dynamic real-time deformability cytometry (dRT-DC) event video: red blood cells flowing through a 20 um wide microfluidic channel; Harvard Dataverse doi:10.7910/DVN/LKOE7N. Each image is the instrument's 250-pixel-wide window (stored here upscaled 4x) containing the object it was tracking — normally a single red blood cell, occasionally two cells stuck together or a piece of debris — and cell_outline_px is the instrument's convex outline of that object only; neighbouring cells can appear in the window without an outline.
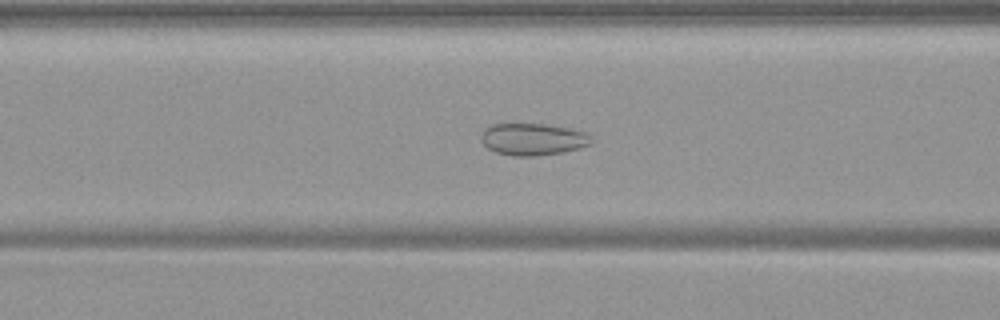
{"species": "common noctule bat (a hibernating species)", "species_latin": "Nyctalus noctula", "temperature_condition": "warm", "stored_images_in_passage": 55, "camera_frame_rate_fps": 3000, "um_per_image_px": 0.085, "animal": {"sex": "female", "body_mass_g": 19.9}, "frame": {"image": 1, "passage_image": 23, "time_ms": 7.333, "image_size_px": [1000, 320], "cell_outline_px": [[592, 144], [580, 148], [560, 152], [536, 156], [512, 156], [496, 152], [488, 148], [480, 140], [480, 132], [484, 128], [492, 124], [544, 124], [572, 128], [588, 132], [592, 140]], "centroid_in_image_um": [45.29, 11.83], "position_along_channel_um": 121.3, "area_um2": 20.81}}
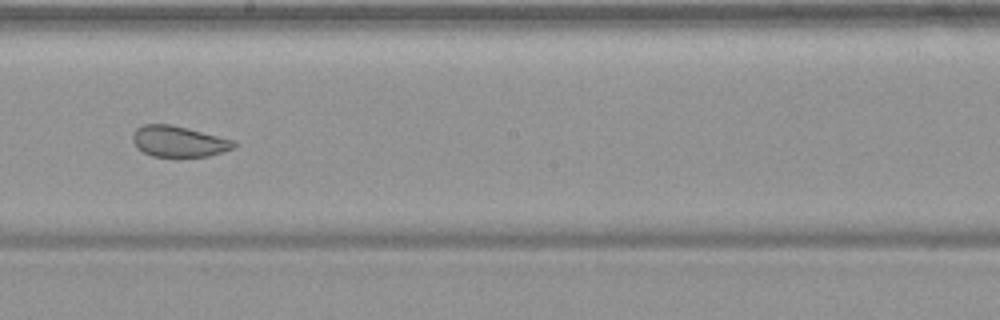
{"frame": {"image": 2, "passage_image": 32, "time_ms": 10.333, "image_size_px": [1000, 320], "cell_outline_px": [[236, 144], [232, 148], [208, 156], [176, 160], [152, 156], [136, 148], [132, 140], [132, 136], [136, 128], [144, 124], [168, 124], [188, 128], [232, 140]], "centroid_in_image_um": [15.12, 12.07], "position_along_channel_um": 233.1, "area_um2": 18.73}}
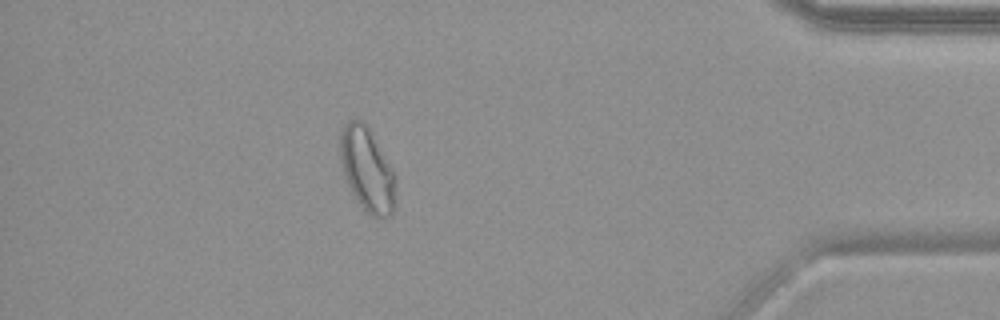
{"frame": {"image": 3, "passage_image": 49, "time_ms": 16.0, "image_size_px": [1000, 320], "cell_outline_px": [[396, 204], [392, 216], [380, 220], [372, 216], [356, 200], [348, 184], [344, 172], [340, 156], [340, 132], [344, 124], [348, 120], [364, 120], [396, 172]], "centroid_in_image_um": [31.26, 14.43], "position_along_channel_um": 403.9, "area_um2": 27.74}, "authors_computed_cell_mechanics": {"area_um2": 26.4146, "velocity_mm_per_s": 3.7346, "shape_relaxation_time_tau1_ms": null, "shape_relaxation_time_tau2_ms": 0.9107, "deformation_change_tau1": null, "deformation_change_tau2": 0.0668}}